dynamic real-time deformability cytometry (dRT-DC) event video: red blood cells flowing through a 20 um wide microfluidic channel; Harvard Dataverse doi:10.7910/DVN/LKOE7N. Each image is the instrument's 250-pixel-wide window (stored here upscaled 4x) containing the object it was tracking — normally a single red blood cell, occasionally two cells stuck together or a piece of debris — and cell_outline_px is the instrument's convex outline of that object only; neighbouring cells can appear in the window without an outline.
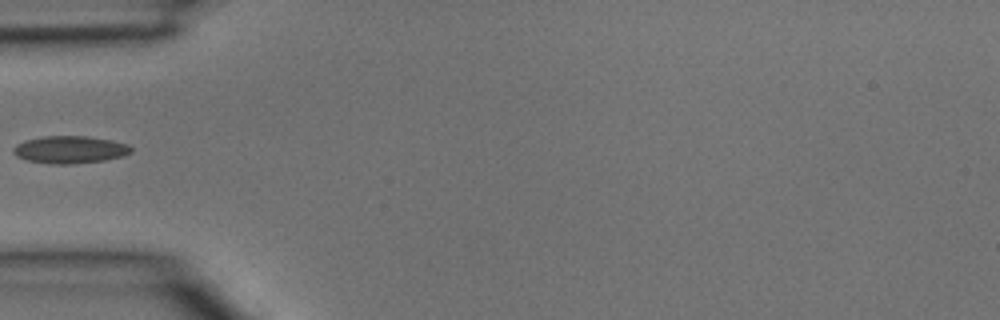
{"species": "common noctule bat (a hibernating species)", "species_latin": "Nyctalus noctula", "temperature_condition": "room temperature", "stored_images_in_passage": 3, "camera_frame_rate_fps": 3000, "um_per_image_px": 0.085, "animal": {"sex": "male", "body_mass_g": 15.6}, "frame": {"image": 1, "passage_image": 3, "time_ms": 0.667, "image_size_px": [1000, 320], "cell_outline_px": [[132, 152], [124, 156], [104, 160], [72, 164], [52, 164], [28, 160], [16, 156], [12, 152], [12, 148], [16, 144], [24, 140], [44, 136], [88, 136], [112, 140], [128, 144], [132, 148]], "centroid_in_image_um": [5.95, 12.71], "position_along_channel_um": 79.1, "area_um2": 18.96}}